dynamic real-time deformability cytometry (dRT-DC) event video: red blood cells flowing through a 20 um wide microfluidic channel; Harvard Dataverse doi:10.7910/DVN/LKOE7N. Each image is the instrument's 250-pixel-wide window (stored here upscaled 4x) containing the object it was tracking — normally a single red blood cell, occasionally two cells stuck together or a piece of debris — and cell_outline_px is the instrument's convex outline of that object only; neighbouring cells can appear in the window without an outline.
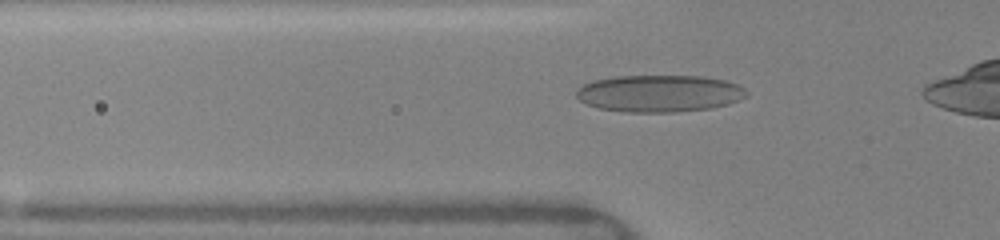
{"species": "human", "species_latin": "Homo sapiens", "temperature_condition": "warm", "stored_images_in_passage": 32, "camera_frame_rate_fps": 3000, "um_per_image_px": 0.085, "donor": {"sex": "female"}, "frame": {"image": 1, "passage_image": 5, "time_ms": 1.333, "image_size_px": [1000, 240], "cell_outline_px": [[748, 96], [728, 104], [712, 108], [676, 112], [628, 112], [600, 108], [588, 104], [580, 100], [576, 96], [576, 92], [584, 84], [592, 80], [616, 76], [704, 76], [724, 80], [736, 84], [744, 88], [748, 92]], "centroid_in_image_um": [56.07, 7.94], "position_along_channel_um": 69.7, "area_um2": 36.7}}
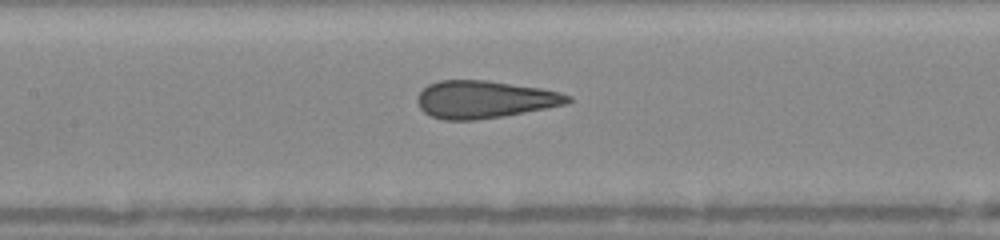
{"frame": {"image": 2, "passage_image": 12, "time_ms": 3.667, "image_size_px": [1000, 240], "cell_outline_px": [[572, 100], [568, 104], [548, 108], [504, 116], [476, 120], [444, 120], [432, 116], [424, 112], [420, 108], [416, 100], [416, 96], [428, 84], [440, 80], [488, 80], [540, 88], [560, 92], [572, 96]], "centroid_in_image_um": [41.19, 8.45], "position_along_channel_um": 166.2, "area_um2": 33.12}}
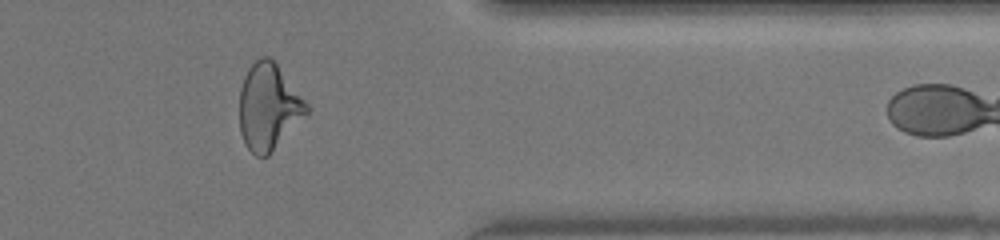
{"frame": {"image": 3, "passage_image": 29, "time_ms": 9.333, "image_size_px": [1000, 240], "cell_outline_px": [[308, 112], [268, 156], [256, 156], [244, 144], [240, 132], [240, 88], [244, 76], [248, 68], [260, 56], [272, 56], [308, 104]], "centroid_in_image_um": [22.81, 9.04], "position_along_channel_um": 388.6, "area_um2": 33.76}}